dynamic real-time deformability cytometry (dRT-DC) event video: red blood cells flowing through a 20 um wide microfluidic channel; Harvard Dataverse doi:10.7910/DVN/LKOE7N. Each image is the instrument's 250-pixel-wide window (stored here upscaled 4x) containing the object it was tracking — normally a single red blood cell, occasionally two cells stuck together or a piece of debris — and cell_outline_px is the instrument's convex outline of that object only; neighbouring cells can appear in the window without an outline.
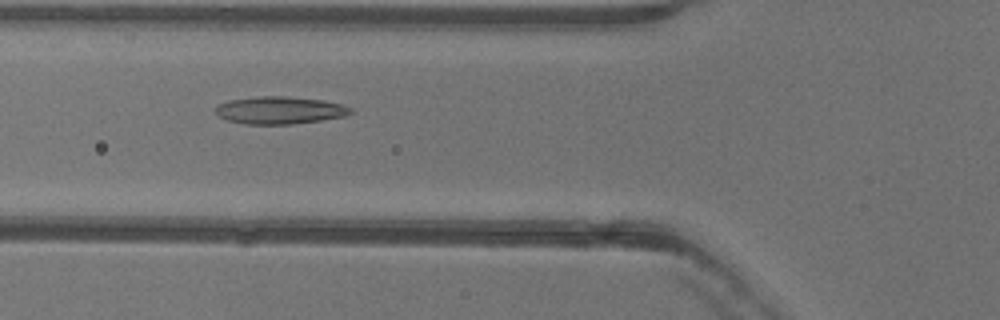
{"species": "common noctule bat (a hibernating species)", "species_latin": "Nyctalus noctula", "temperature_condition": "warm", "stored_images_in_passage": 40, "camera_frame_rate_fps": 3000, "um_per_image_px": 0.085, "animal": {"sex": "female"}, "frame": {"image": 1, "passage_image": 7, "time_ms": 2.0, "image_size_px": [1000, 320], "cell_outline_px": [[352, 112], [344, 116], [320, 120], [292, 124], [244, 124], [228, 120], [212, 112], [212, 108], [216, 104], [228, 100], [260, 96], [288, 96], [324, 100], [344, 104], [352, 108]], "centroid_in_image_um": [23.73, 9.36], "position_along_channel_um": 102.1, "area_um2": 21.91}}
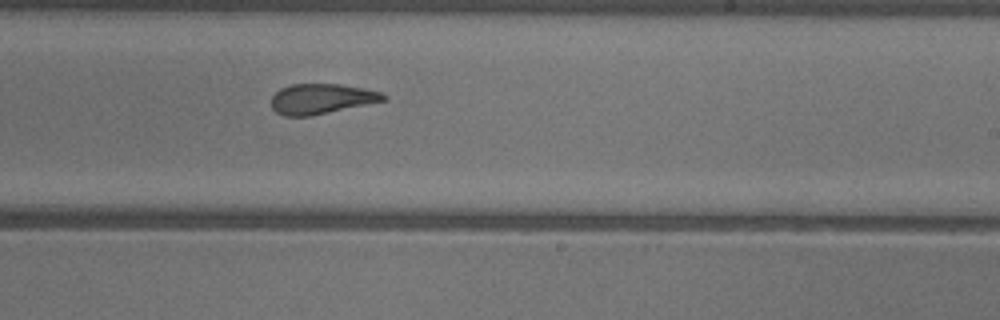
{"frame": {"image": 2, "passage_image": 19, "time_ms": 6.0, "image_size_px": [1000, 320], "cell_outline_px": [[388, 100], [308, 116], [284, 116], [276, 112], [272, 108], [272, 96], [280, 88], [292, 84], [340, 84], [364, 88], [380, 92], [388, 96]], "centroid_in_image_um": [27.33, 8.39], "position_along_channel_um": 261.7, "area_um2": 19.65}}
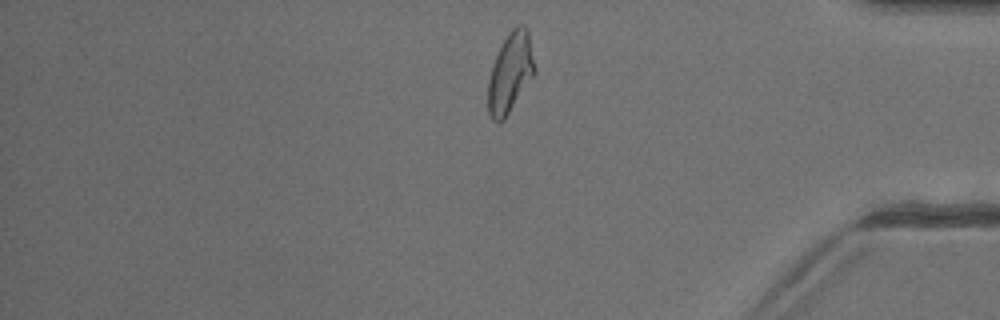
{"frame": {"image": 3, "passage_image": 31, "time_ms": 10.0, "image_size_px": [1000, 320], "cell_outline_px": [[536, 72], [504, 120], [492, 120], [488, 112], [488, 80], [492, 64], [508, 32], [516, 24], [524, 24], [528, 28], [536, 68]], "centroid_in_image_um": [43.39, 6.14], "position_along_channel_um": 391.8, "area_um2": 21.79}, "authors_computed_cell_mechanics": {"area_um2": 21.386, "velocity_mm_per_s": 3.9886, "shape_relaxation_time_tau1_ms": 5.5986, "shape_relaxation_time_tau2_ms": 2.2189, "deformation_change_tau1": 0.2005, "deformation_change_tau2": 0.1143}}